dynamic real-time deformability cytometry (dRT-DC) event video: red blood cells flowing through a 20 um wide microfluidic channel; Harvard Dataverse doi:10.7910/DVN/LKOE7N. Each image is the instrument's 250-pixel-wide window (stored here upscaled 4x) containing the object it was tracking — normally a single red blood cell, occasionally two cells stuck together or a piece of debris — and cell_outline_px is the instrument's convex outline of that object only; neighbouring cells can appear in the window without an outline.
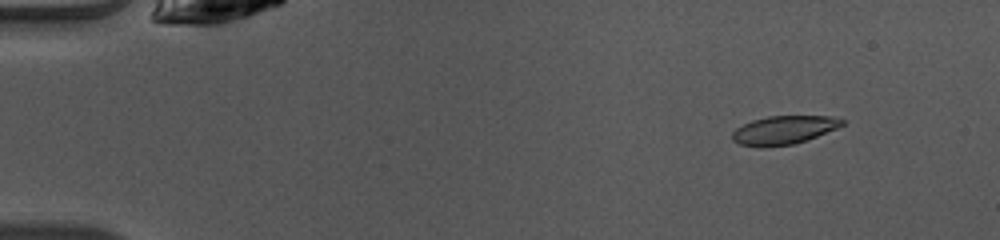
{"species": "common noctule bat (a hibernating species)", "species_latin": "Nyctalus noctula", "temperature_condition": "warm", "stored_images_in_passage": 49, "camera_frame_rate_fps": 3000, "um_per_image_px": 0.085, "animal": {"sex": "female", "body_mass_g": 10.0, "forearm_length_mm": 53.1}, "frame": {"image": 1, "passage_image": 6, "time_ms": 1.667, "image_size_px": [1000, 240], "cell_outline_px": [[844, 124], [836, 128], [816, 136], [792, 144], [764, 148], [740, 144], [732, 140], [732, 132], [736, 128], [752, 120], [768, 116], [832, 116], [844, 120]], "centroid_in_image_um": [66.58, 11.05], "position_along_channel_um": 18.4, "area_um2": 18.09}}
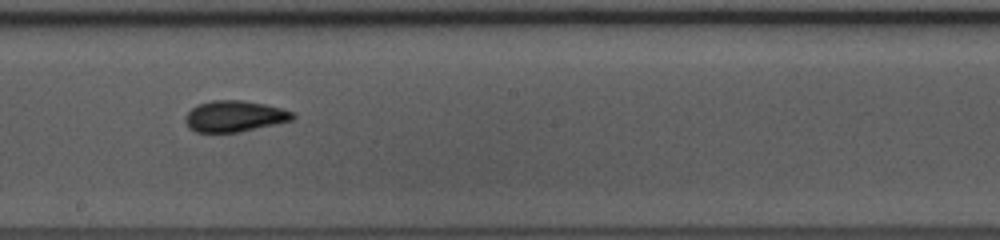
{"frame": {"image": 2, "passage_image": 28, "time_ms": 9.0, "image_size_px": [1000, 240], "cell_outline_px": [[296, 116], [292, 120], [276, 124], [240, 132], [196, 132], [188, 128], [184, 120], [184, 116], [196, 104], [212, 100], [244, 100], [264, 104], [280, 108], [292, 112]], "centroid_in_image_um": [19.89, 9.88], "position_along_channel_um": 228.3, "area_um2": 19.59}}
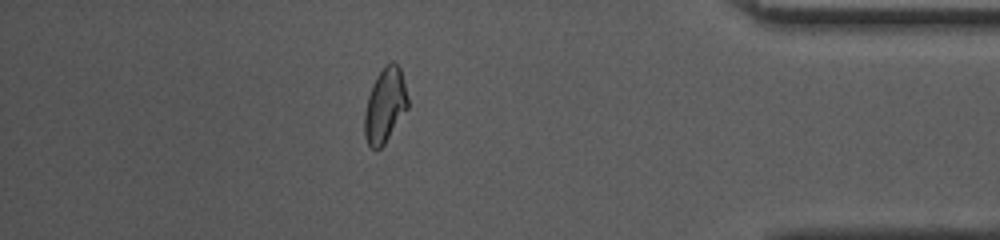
{"frame": {"image": 3, "passage_image": 43, "time_ms": 14.0, "image_size_px": [1000, 240], "cell_outline_px": [[408, 108], [384, 144], [380, 148], [372, 148], [368, 144], [364, 136], [364, 112], [368, 96], [372, 84], [376, 76], [392, 60], [400, 68], [408, 96]], "centroid_in_image_um": [32.72, 8.96], "position_along_channel_um": 402.5, "area_um2": 18.67}, "authors_computed_cell_mechanics": {"area_um2": 18.9006, "velocity_mm_per_s": 4.1285, "shape_relaxation_time_tau1_ms": 6.2111, "shape_relaxation_time_tau2_ms": 0.9661, "deformation_change_tau1": 0.1608, "deformation_change_tau2": 0.0449}}